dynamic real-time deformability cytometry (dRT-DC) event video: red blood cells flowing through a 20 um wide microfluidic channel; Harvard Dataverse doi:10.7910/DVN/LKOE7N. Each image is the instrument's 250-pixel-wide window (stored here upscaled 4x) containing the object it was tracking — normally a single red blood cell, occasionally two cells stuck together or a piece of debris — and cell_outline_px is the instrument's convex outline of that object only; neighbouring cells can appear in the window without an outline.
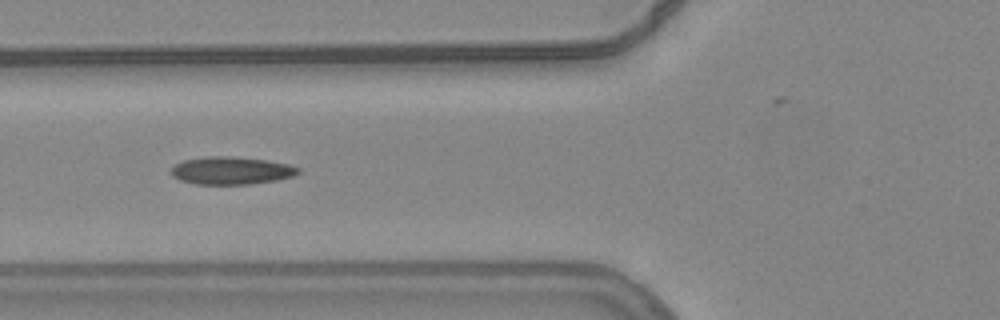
{"species": "common noctule bat (a hibernating species)", "species_latin": "Nyctalus noctula", "temperature_condition": "warm", "stored_images_in_passage": 35, "camera_frame_rate_fps": 3000, "um_per_image_px": 0.085, "animal": {"sex": "female", "body_mass_g": 24.6, "forearm_length_mm": 56.2}, "frame": {"image": 1, "passage_image": 6, "time_ms": 1.667, "image_size_px": [1000, 320], "cell_outline_px": [[300, 172], [292, 176], [276, 180], [252, 184], [196, 184], [180, 180], [172, 176], [172, 168], [176, 164], [184, 160], [208, 156], [228, 156], [268, 160], [288, 164], [300, 168]], "centroid_in_image_um": [19.67, 14.5], "position_along_channel_um": 106.1, "area_um2": 20.4}, "authors_computed_cell_mechanics": {"area_um2": 20.1144, "velocity_mm_per_s": 3.8464, "shape_relaxation_time_tau1_ms": null, "shape_relaxation_time_tau2_ms": 1.6811, "deformation_change_tau1": null, "deformation_change_tau2": 0.0899}}